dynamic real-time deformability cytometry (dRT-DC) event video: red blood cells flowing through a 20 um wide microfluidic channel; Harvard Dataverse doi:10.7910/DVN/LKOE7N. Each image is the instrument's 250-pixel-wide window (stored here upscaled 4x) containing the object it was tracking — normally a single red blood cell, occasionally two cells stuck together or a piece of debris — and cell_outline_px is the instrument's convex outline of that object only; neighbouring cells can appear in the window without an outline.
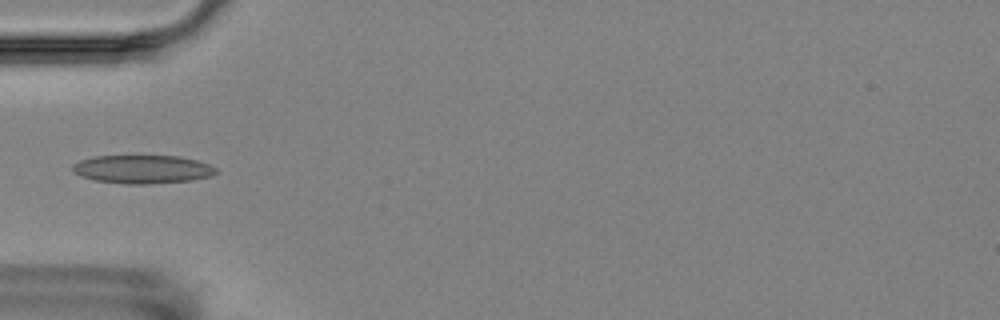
{"species": "Egyptian fruit bat (a non-hibernating species)", "species_latin": "Rousettus aegyptiacus", "temperature_condition": "room temperature", "stored_images_in_passage": 5, "camera_frame_rate_fps": 3000, "um_per_image_px": 0.085, "animal": {"sex": "female"}, "frame": {"image": 1, "passage_image": 5, "time_ms": 5.667, "image_size_px": [1000, 320], "cell_outline_px": [[220, 172], [212, 176], [192, 180], [148, 184], [128, 184], [96, 180], [80, 176], [72, 172], [72, 164], [80, 160], [92, 156], [180, 156], [196, 160], [208, 164], [216, 168]], "centroid_in_image_um": [12.12, 14.38], "position_along_channel_um": 72.9, "area_um2": 23.87}}